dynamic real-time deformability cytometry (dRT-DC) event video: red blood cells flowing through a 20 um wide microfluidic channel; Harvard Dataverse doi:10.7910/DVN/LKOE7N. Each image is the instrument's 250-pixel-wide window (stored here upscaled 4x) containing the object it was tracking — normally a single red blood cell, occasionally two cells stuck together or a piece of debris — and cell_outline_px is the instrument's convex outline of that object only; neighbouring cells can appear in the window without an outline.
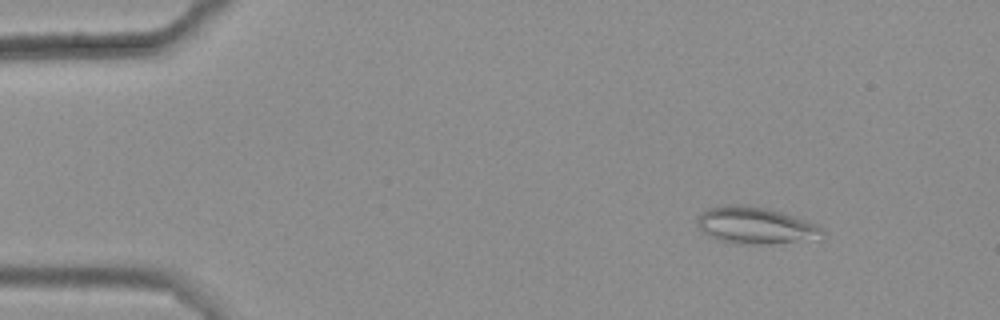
{"species": "common noctule bat (a hibernating species)", "species_latin": "Nyctalus noctula", "temperature_condition": "warm", "stored_images_in_passage": 43, "camera_frame_rate_fps": 3000, "um_per_image_px": 0.085, "animal": {"sex": "female", "body_mass_g": 25.1}, "frame": {"image": 1, "passage_image": 2, "time_ms": 0.333, "image_size_px": [1000, 320], "cell_outline_px": [[824, 240], [772, 244], [736, 244], [716, 240], [708, 236], [696, 224], [696, 216], [708, 208], [724, 204], [740, 204], [764, 208], [784, 212], [820, 224], [824, 232]], "centroid_in_image_um": [64.29, 19.18], "position_along_channel_um": 20.7, "area_um2": 27.92}}
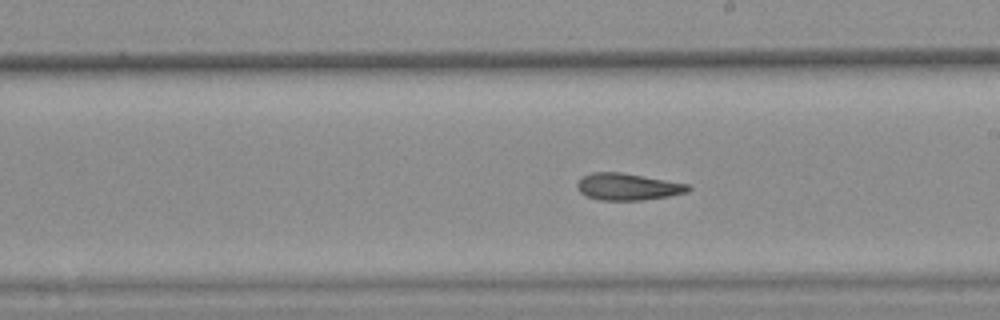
{"frame": {"image": 2, "passage_image": 27, "time_ms": 8.667, "image_size_px": [1000, 320], "cell_outline_px": [[692, 188], [688, 192], [668, 196], [640, 200], [600, 200], [584, 196], [576, 188], [576, 184], [580, 176], [592, 172], [620, 172], [688, 184]], "centroid_in_image_um": [53.29, 15.87], "position_along_channel_um": 235.7, "area_um2": 17.46}}
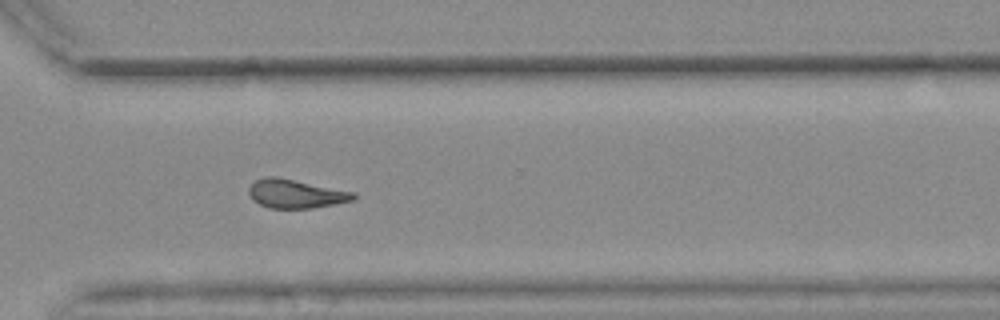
{"frame": {"image": 3, "passage_image": 36, "time_ms": 11.667, "image_size_px": [1000, 320], "cell_outline_px": [[356, 196], [352, 200], [336, 204], [312, 208], [268, 208], [252, 200], [248, 192], [248, 188], [256, 180], [264, 176], [276, 176], [356, 192]], "centroid_in_image_um": [25.13, 16.46], "position_along_channel_um": 345.5, "area_um2": 17.63}, "authors_computed_cell_mechanics": {"area_um2": 17.9758, "velocity_mm_per_s": 3.6455, "shape_relaxation_time_tau1_ms": null, "shape_relaxation_time_tau2_ms": 3.9055, "deformation_change_tau1": null, "deformation_change_tau2": 0.1303}}